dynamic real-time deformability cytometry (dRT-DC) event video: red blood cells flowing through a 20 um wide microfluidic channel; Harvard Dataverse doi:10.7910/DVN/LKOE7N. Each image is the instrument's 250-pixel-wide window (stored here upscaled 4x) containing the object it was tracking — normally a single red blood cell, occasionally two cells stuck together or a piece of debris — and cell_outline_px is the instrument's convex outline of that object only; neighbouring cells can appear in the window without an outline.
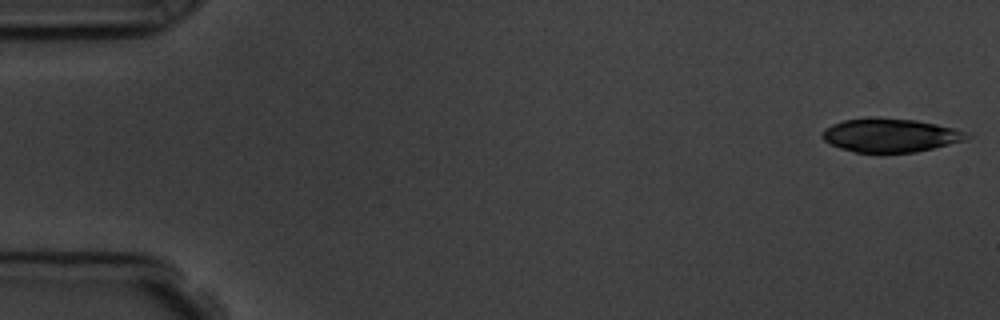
{"species": "common noctule bat (a hibernating species)", "species_latin": "Nyctalus noctula", "temperature_condition": "room temperature", "stored_images_in_passage": 5, "camera_frame_rate_fps": 3000, "um_per_image_px": 0.085, "animal": {"sex": "male", "body_mass_g": 19.5, "forearm_length_mm": 54.6}, "frame": {"image": 1, "passage_image": 1, "time_ms": 0.0, "image_size_px": [1000, 320], "cell_outline_px": [[972, 136], [964, 140], [916, 152], [856, 152], [840, 148], [824, 140], [820, 136], [824, 128], [832, 124], [844, 120], [868, 116], [876, 116], [916, 120], [936, 124], [952, 128], [964, 132]], "centroid_in_image_um": [75.61, 11.47], "position_along_channel_um": 9.4, "area_um2": 28.32}}